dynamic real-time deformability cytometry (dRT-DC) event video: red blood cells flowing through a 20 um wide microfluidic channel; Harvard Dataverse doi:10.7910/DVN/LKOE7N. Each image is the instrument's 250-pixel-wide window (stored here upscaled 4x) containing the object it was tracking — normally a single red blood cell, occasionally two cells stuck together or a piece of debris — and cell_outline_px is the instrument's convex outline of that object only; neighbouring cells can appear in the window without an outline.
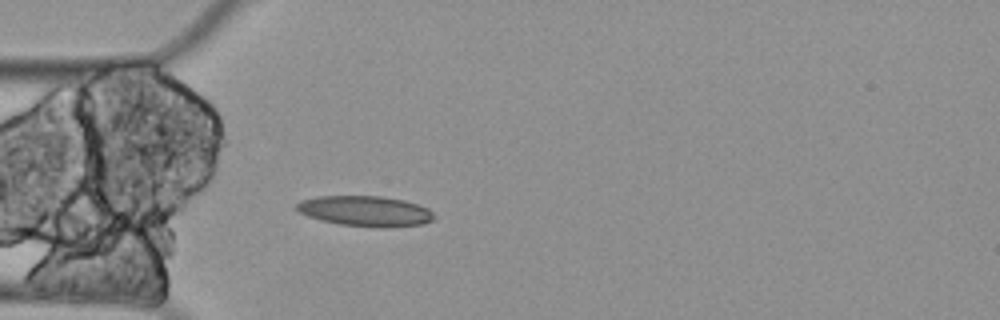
{"species": "Egyptian fruit bat (a non-hibernating species)", "species_latin": "Rousettus aegyptiacus", "temperature_condition": "cold", "stored_images_in_passage": 4, "camera_frame_rate_fps": 3000, "um_per_image_px": 0.085, "animal": {"sex": "female"}, "frame": {"image": 1, "passage_image": 4, "time_ms": 1.0, "image_size_px": [1000, 320], "cell_outline_px": [[436, 216], [432, 220], [424, 224], [340, 224], [320, 220], [308, 216], [300, 212], [296, 208], [296, 204], [300, 200], [316, 196], [380, 196], [404, 200], [428, 208]], "centroid_in_image_um": [30.98, 17.88], "position_along_channel_um": 54.0, "area_um2": 23.18}}